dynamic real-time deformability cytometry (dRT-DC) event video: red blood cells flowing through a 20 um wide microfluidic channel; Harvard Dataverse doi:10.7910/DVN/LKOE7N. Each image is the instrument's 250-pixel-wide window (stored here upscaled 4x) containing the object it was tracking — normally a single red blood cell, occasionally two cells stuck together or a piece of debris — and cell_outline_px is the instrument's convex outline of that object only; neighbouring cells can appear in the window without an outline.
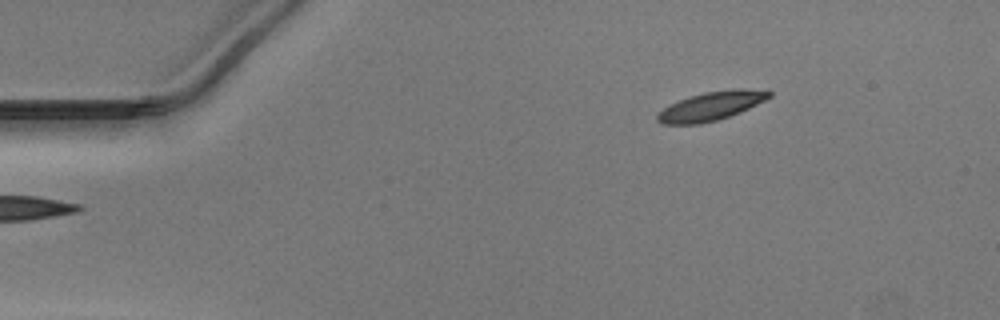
{"species": "Egyptian fruit bat (a non-hibernating species)", "species_latin": "Rousettus aegyptiacus", "temperature_condition": "warm", "stored_images_in_passage": 45, "camera_frame_rate_fps": 3000, "um_per_image_px": 0.085, "animal": {"sex": "male"}, "frame": {"image": 1, "passage_image": 1, "time_ms": 0.0, "image_size_px": [1000, 320], "cell_outline_px": [[772, 96], [740, 112], [716, 120], [700, 124], [660, 124], [656, 120], [656, 116], [664, 108], [688, 96], [704, 92], [732, 88], [744, 88], [772, 92]], "centroid_in_image_um": [60.43, 9.01], "position_along_channel_um": 24.6, "area_um2": 18.55}}
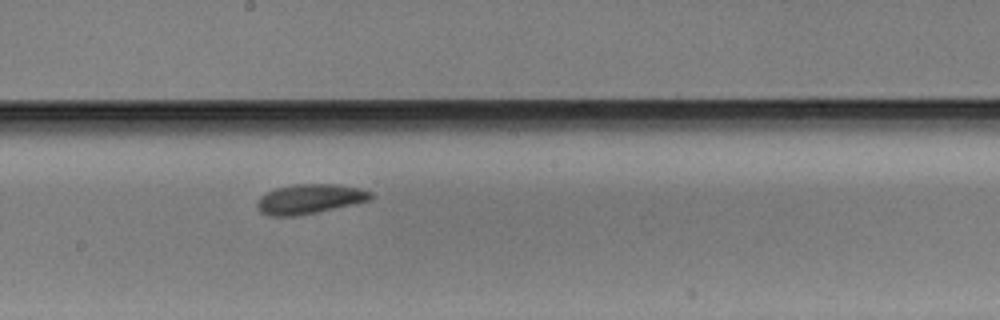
{"frame": {"image": 2, "passage_image": 22, "time_ms": 7.0, "image_size_px": [1000, 320], "cell_outline_px": [[372, 196], [368, 200], [352, 204], [316, 212], [296, 216], [268, 216], [260, 212], [256, 208], [256, 204], [260, 196], [276, 188], [296, 184], [336, 184], [356, 188], [372, 192]], "centroid_in_image_um": [26.24, 16.92], "position_along_channel_um": 222.0, "area_um2": 19.36}}
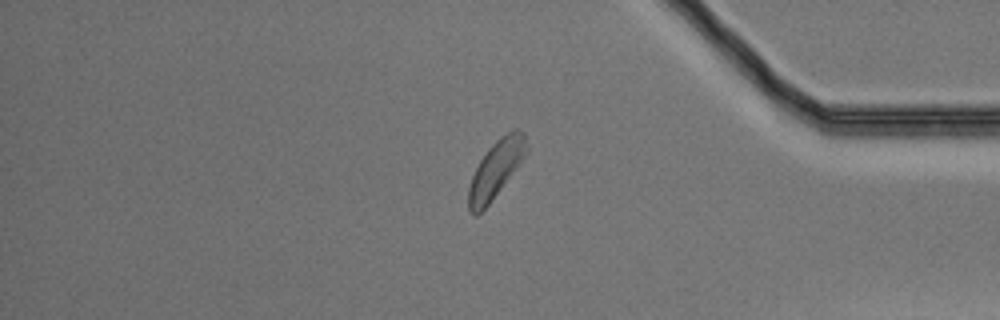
{"frame": {"image": 3, "passage_image": 37, "time_ms": 12.0, "image_size_px": [1000, 320], "cell_outline_px": [[528, 152], [516, 168], [488, 204], [476, 216], [472, 216], [468, 212], [468, 188], [472, 176], [480, 160], [488, 148], [500, 136], [516, 128], [520, 128], [524, 132], [528, 148]], "centroid_in_image_um": [42.14, 14.36], "position_along_channel_um": 393.1, "area_um2": 19.19}}